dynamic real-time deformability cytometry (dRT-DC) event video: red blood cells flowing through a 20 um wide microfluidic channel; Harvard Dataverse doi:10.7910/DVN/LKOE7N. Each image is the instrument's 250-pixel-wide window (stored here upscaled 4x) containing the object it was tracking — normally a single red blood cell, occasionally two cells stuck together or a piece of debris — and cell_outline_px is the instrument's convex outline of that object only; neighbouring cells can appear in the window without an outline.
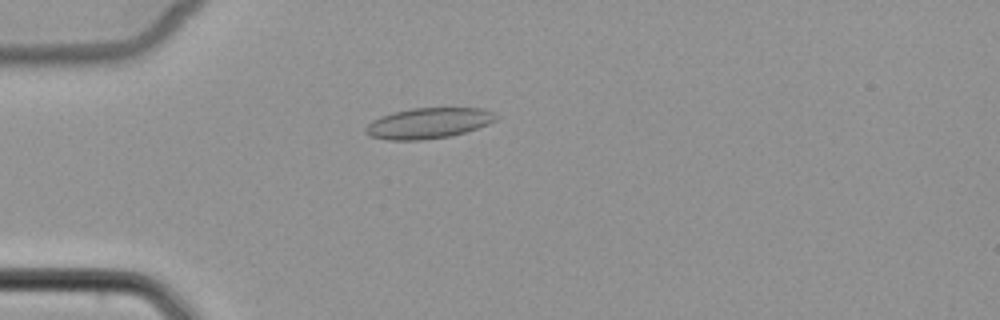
{"species": "common noctule bat (a hibernating species)", "species_latin": "Nyctalus noctula", "temperature_condition": "cold", "stored_images_in_passage": 4, "camera_frame_rate_fps": 3000, "um_per_image_px": 0.085, "animal": {"sex": "female", "body_mass_g": 22.7, "forearm_length_mm": 54.2}, "frame": {"image": 1, "passage_image": 4, "time_ms": 4.0, "image_size_px": [1000, 320], "cell_outline_px": [[500, 116], [496, 120], [488, 124], [452, 136], [420, 140], [388, 140], [368, 136], [364, 132], [364, 128], [372, 120], [380, 116], [392, 112], [412, 108], [484, 108]], "centroid_in_image_um": [36.39, 10.47], "position_along_channel_um": 48.6, "area_um2": 23.47}}